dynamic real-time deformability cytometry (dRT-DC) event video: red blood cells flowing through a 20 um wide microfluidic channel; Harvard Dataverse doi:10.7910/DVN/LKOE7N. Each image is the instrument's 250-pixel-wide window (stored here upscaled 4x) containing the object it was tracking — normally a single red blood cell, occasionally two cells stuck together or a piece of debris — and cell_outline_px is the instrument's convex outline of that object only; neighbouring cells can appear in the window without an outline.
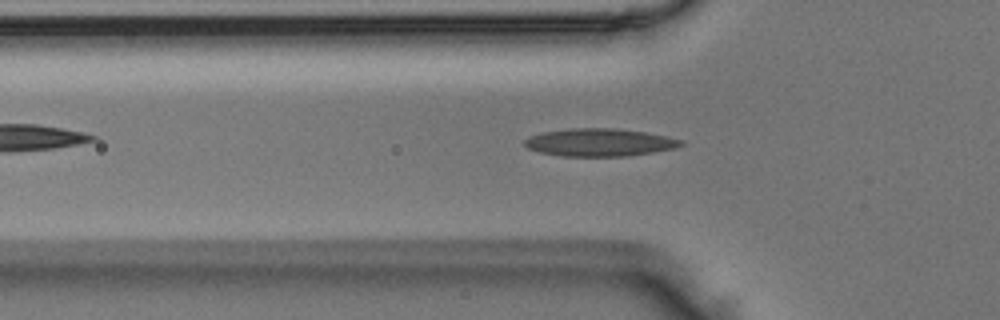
{"species": "Egyptian fruit bat (a non-hibernating species)", "species_latin": "Rousettus aegyptiacus", "temperature_condition": "room temperature", "stored_images_in_passage": 36, "camera_frame_rate_fps": 3000, "um_per_image_px": 0.085, "animal": {"sex": "male"}, "frame": {"image": 1, "passage_image": 2, "time_ms": 0.333, "image_size_px": [1000, 320], "cell_outline_px": [[684, 144], [676, 148], [652, 152], [624, 156], [564, 156], [540, 152], [528, 148], [524, 144], [524, 140], [528, 136], [544, 132], [572, 128], [612, 128], [644, 132], [684, 140]], "centroid_in_image_um": [50.95, 12.1], "position_along_channel_um": 74.8, "area_um2": 25.03}}
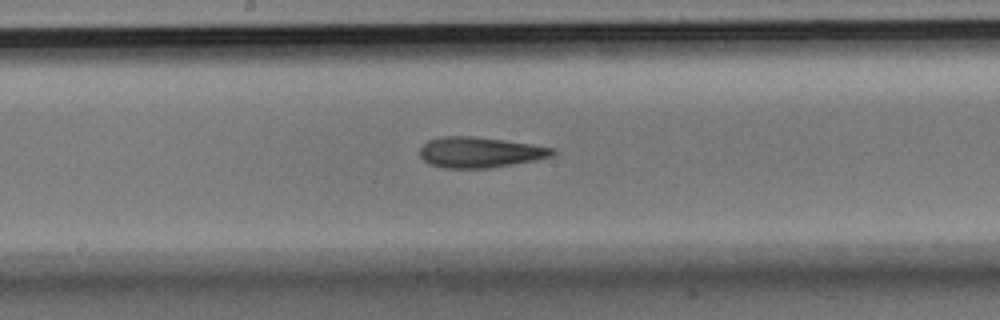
{"frame": {"image": 2, "passage_image": 12, "time_ms": 3.667, "image_size_px": [1000, 320], "cell_outline_px": [[556, 152], [552, 156], [536, 160], [488, 168], [444, 168], [428, 164], [420, 156], [420, 148], [428, 140], [440, 136], [472, 136], [504, 140], [532, 144], [556, 148]], "centroid_in_image_um": [40.79, 12.94], "position_along_channel_um": 207.4, "area_um2": 23.76}}
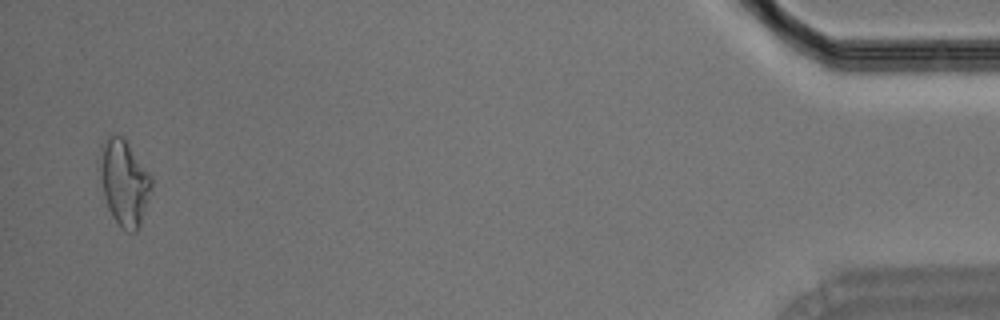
{"frame": {"image": 3, "passage_image": 35, "time_ms": 11.333, "image_size_px": [1000, 320], "cell_outline_px": [[152, 188], [140, 228], [136, 232], [128, 232], [120, 228], [112, 216], [108, 208], [104, 196], [96, 168], [96, 160], [100, 144], [112, 132], [124, 136], [152, 176]], "centroid_in_image_um": [10.51, 15.46], "position_along_channel_um": 424.7, "area_um2": 27.17}}